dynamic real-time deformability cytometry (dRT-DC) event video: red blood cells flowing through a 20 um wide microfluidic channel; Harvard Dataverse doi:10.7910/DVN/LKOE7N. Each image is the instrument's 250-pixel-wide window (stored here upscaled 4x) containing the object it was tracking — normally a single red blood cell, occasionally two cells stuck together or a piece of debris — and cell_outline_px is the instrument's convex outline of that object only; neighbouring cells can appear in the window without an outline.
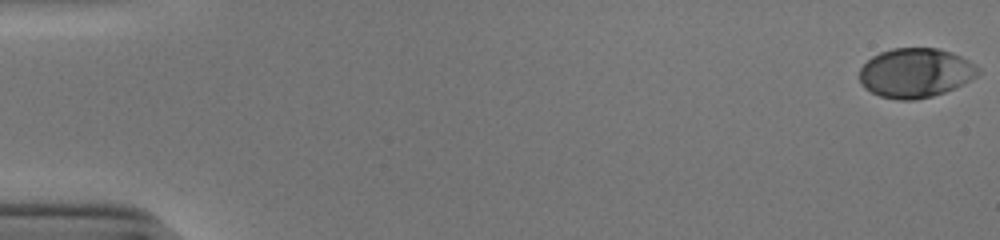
{"species": "human", "species_latin": "Homo sapiens", "temperature_condition": "cold", "stored_images_in_passage": 52, "camera_frame_rate_fps": 3000, "um_per_image_px": 0.085, "donor": {"sex": "male"}, "frame": {"image": 1, "passage_image": 1, "time_ms": 0.0, "image_size_px": [1000, 240], "cell_outline_px": [[980, 72], [976, 76], [964, 84], [956, 88], [932, 96], [916, 100], [896, 100], [880, 96], [864, 88], [860, 84], [860, 68], [872, 56], [880, 52], [892, 48], [936, 48], [960, 56], [976, 64], [980, 68]], "centroid_in_image_um": [77.81, 6.2], "position_along_channel_um": 7.2, "area_um2": 34.28}}
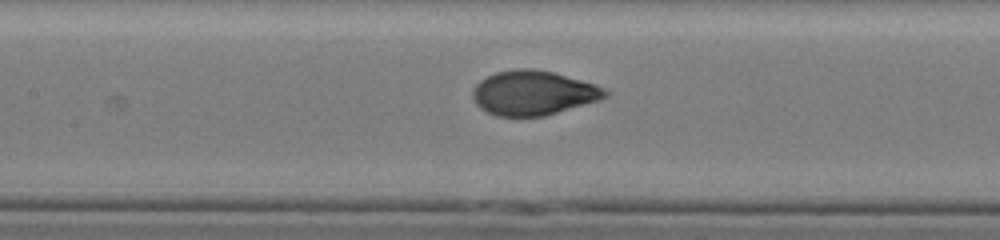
{"frame": {"image": 2, "passage_image": 26, "time_ms": 8.333, "image_size_px": [1000, 240], "cell_outline_px": [[608, 96], [596, 100], [544, 116], [496, 116], [480, 108], [476, 104], [472, 96], [472, 92], [476, 84], [480, 80], [496, 72], [516, 68], [532, 68], [552, 72], [580, 80], [604, 88], [608, 92]], "centroid_in_image_um": [45.27, 7.89], "position_along_channel_um": 162.1, "area_um2": 33.87}}
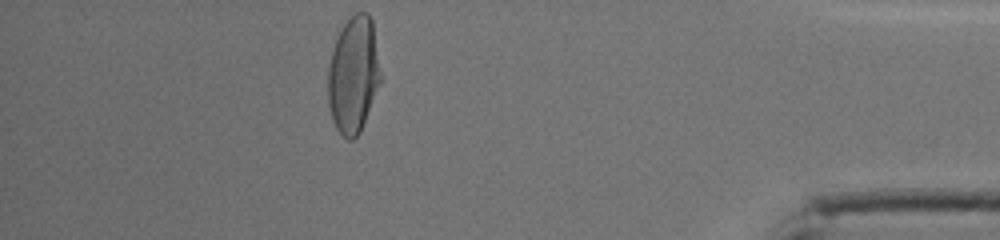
{"frame": {"image": 3, "passage_image": 48, "time_ms": 15.667, "image_size_px": [1000, 240], "cell_outline_px": [[380, 84], [360, 132], [352, 140], [348, 140], [336, 128], [332, 120], [328, 104], [328, 64], [332, 48], [344, 24], [356, 12], [368, 12], [372, 20], [380, 76]], "centroid_in_image_um": [30.02, 6.38], "position_along_channel_um": 405.2, "area_um2": 35.37}, "authors_computed_cell_mechanics": {"area_um2": 34.2754, "velocity_mm_per_s": 3.897, "shape_relaxation_time_tau1_ms": 3.8794, "shape_relaxation_time_tau2_ms": null, "deformation_change_tau1": 0.1865, "deformation_change_tau2": null}}